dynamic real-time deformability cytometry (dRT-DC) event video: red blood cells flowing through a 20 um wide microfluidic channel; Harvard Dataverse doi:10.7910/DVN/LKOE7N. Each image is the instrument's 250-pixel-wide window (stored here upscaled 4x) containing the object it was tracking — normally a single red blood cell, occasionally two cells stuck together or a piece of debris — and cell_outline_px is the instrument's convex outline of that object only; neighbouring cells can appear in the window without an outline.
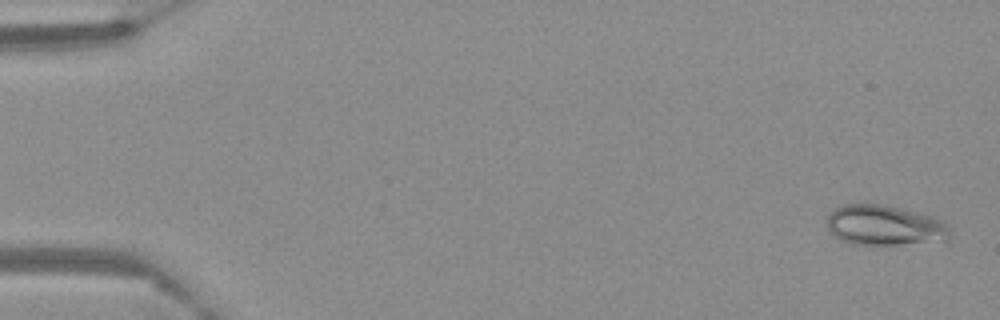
{"species": "Egyptian fruit bat (a non-hibernating species)", "species_latin": "Rousettus aegyptiacus", "temperature_condition": "warm", "stored_images_in_passage": 60, "camera_frame_rate_fps": 3000, "um_per_image_px": 0.085, "frame": {"image": 1, "passage_image": 2, "time_ms": 0.333, "image_size_px": [1000, 320], "cell_outline_px": [[952, 236], [944, 240], [896, 244], [856, 244], [840, 240], [828, 228], [824, 220], [836, 208], [844, 204], [864, 200], [884, 204], [932, 216], [944, 224], [948, 228]], "centroid_in_image_um": [75.11, 19.1], "position_along_channel_um": 9.9, "area_um2": 28.96}}
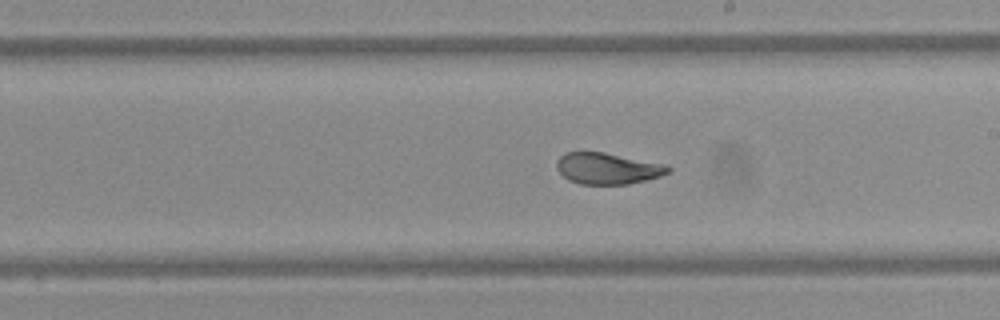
{"frame": {"image": 2, "passage_image": 35, "time_ms": 11.333, "image_size_px": [1000, 320], "cell_outline_px": [[672, 172], [660, 176], [628, 184], [580, 184], [568, 180], [556, 168], [556, 160], [564, 152], [604, 152], [668, 164], [672, 168]], "centroid_in_image_um": [51.67, 14.31], "position_along_channel_um": 237.3, "area_um2": 20.58}}
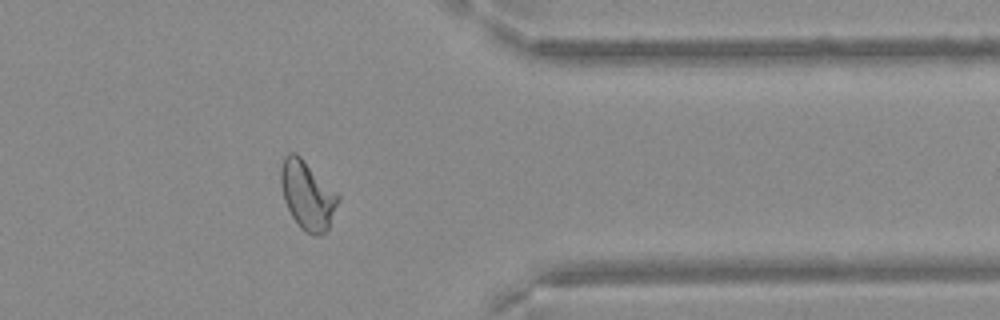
{"frame": {"image": 3, "passage_image": 49, "time_ms": 16.0, "image_size_px": [1000, 320], "cell_outline_px": [[340, 200], [328, 228], [320, 236], [316, 236], [304, 232], [300, 228], [292, 216], [284, 200], [280, 184], [280, 168], [284, 156], [288, 152], [296, 152], [340, 196]], "centroid_in_image_um": [26.11, 16.59], "position_along_channel_um": 385.3, "area_um2": 22.89}}